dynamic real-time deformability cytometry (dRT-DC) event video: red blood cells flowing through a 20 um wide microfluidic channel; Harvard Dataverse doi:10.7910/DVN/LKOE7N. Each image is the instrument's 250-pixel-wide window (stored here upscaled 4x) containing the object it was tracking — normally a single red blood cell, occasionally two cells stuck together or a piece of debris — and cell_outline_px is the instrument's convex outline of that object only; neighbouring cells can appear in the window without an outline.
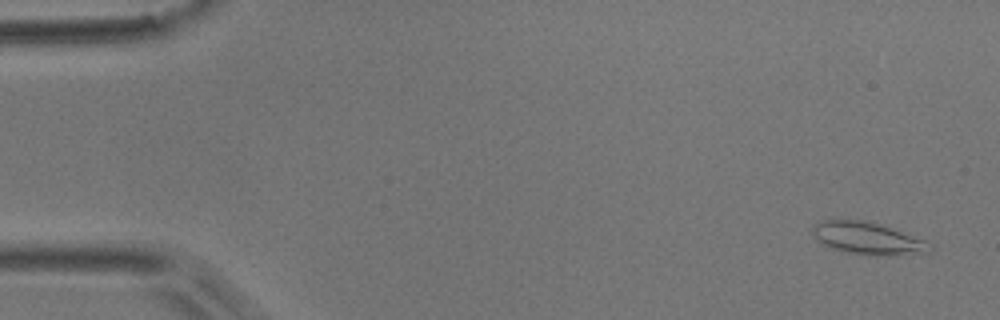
{"species": "common noctule bat (a hibernating species)", "species_latin": "Nyctalus noctula", "temperature_condition": "room temperature", "stored_images_in_passage": 7, "camera_frame_rate_fps": 3000, "um_per_image_px": 0.085, "animal": {"sex": "male", "body_mass_g": 17.9}, "frame": {"image": 1, "passage_image": 1, "time_ms": 0.0, "image_size_px": [1000, 320], "cell_outline_px": [[932, 248], [928, 252], [876, 256], [848, 252], [824, 244], [812, 232], [812, 228], [816, 224], [824, 220], [868, 220], [880, 224], [924, 240]], "centroid_in_image_um": [73.76, 20.24], "position_along_channel_um": 11.2, "area_um2": 21.27}}
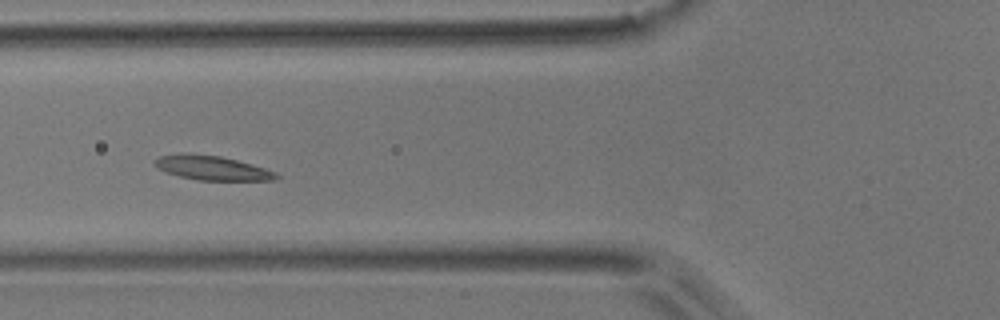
{"frame": {"image": 2, "passage_image": 6, "time_ms": 6.0, "image_size_px": [1000, 320], "cell_outline_px": [[280, 176], [276, 180], [196, 180], [180, 176], [156, 168], [152, 164], [160, 156], [184, 152], [188, 152], [220, 156], [252, 164], [276, 172]], "centroid_in_image_um": [18.01, 14.26], "position_along_channel_um": 107.8, "area_um2": 17.28}}
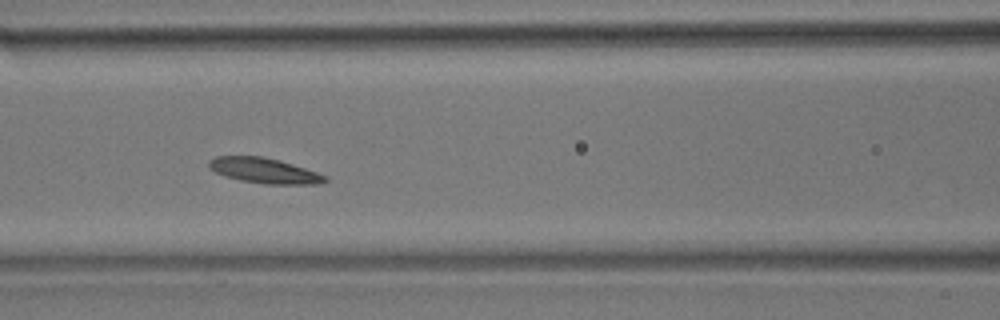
{"frame": {"image": 3, "passage_image": 7, "time_ms": 7.0, "image_size_px": [1000, 320], "cell_outline_px": [[328, 180], [316, 184], [264, 184], [240, 180], [224, 176], [208, 168], [208, 160], [216, 156], [264, 156], [280, 160], [328, 176]], "centroid_in_image_um": [22.43, 14.49], "position_along_channel_um": 144.2, "area_um2": 17.17}}